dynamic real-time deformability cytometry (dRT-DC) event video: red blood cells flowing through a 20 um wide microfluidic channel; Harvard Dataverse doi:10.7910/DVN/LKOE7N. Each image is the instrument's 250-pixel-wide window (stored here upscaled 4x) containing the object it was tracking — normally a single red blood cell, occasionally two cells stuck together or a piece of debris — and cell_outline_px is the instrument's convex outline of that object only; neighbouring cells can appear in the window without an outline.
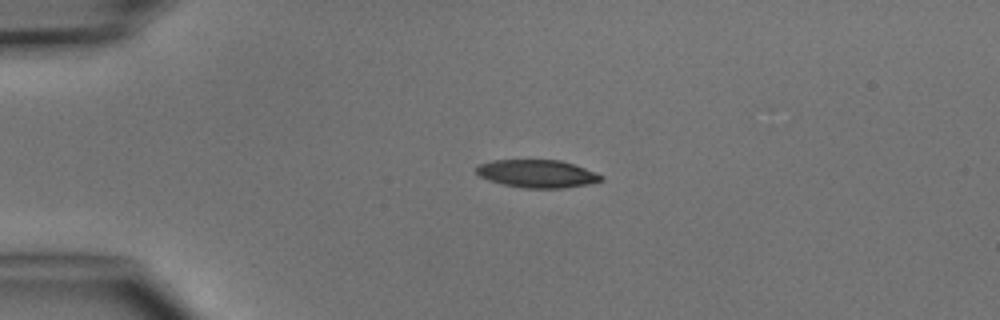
{"species": "common noctule bat (a hibernating species)", "species_latin": "Nyctalus noctula", "temperature_condition": "cold", "stored_images_in_passage": 2, "camera_frame_rate_fps": 3000, "um_per_image_px": 0.085, "animal": {"sex": "male", "body_mass_g": 15.6}, "frame": {"image": 1, "passage_image": 1, "time_ms": 0.0, "image_size_px": [1000, 320], "cell_outline_px": [[604, 180], [588, 184], [564, 188], [524, 188], [504, 184], [488, 180], [480, 176], [476, 172], [476, 168], [480, 164], [492, 160], [560, 160], [584, 168], [604, 176]], "centroid_in_image_um": [45.66, 14.77], "position_along_channel_um": 39.3, "area_um2": 20.11}}